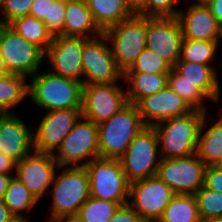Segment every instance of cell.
Masks as SVG:
<instances>
[{
  "instance_id": "obj_16",
  "label": "cell",
  "mask_w": 222,
  "mask_h": 222,
  "mask_svg": "<svg viewBox=\"0 0 222 222\" xmlns=\"http://www.w3.org/2000/svg\"><path fill=\"white\" fill-rule=\"evenodd\" d=\"M183 34L176 17H147L146 48L154 51L172 67L180 59Z\"/></svg>"
},
{
  "instance_id": "obj_18",
  "label": "cell",
  "mask_w": 222,
  "mask_h": 222,
  "mask_svg": "<svg viewBox=\"0 0 222 222\" xmlns=\"http://www.w3.org/2000/svg\"><path fill=\"white\" fill-rule=\"evenodd\" d=\"M136 106L143 123L150 127L193 111L188 103L167 85L162 90L141 98Z\"/></svg>"
},
{
  "instance_id": "obj_51",
  "label": "cell",
  "mask_w": 222,
  "mask_h": 222,
  "mask_svg": "<svg viewBox=\"0 0 222 222\" xmlns=\"http://www.w3.org/2000/svg\"><path fill=\"white\" fill-rule=\"evenodd\" d=\"M60 1H64V2H75V1H78V0H60Z\"/></svg>"
},
{
  "instance_id": "obj_9",
  "label": "cell",
  "mask_w": 222,
  "mask_h": 222,
  "mask_svg": "<svg viewBox=\"0 0 222 222\" xmlns=\"http://www.w3.org/2000/svg\"><path fill=\"white\" fill-rule=\"evenodd\" d=\"M90 180V196L116 203H128L129 182L120 159L97 158L85 166Z\"/></svg>"
},
{
  "instance_id": "obj_30",
  "label": "cell",
  "mask_w": 222,
  "mask_h": 222,
  "mask_svg": "<svg viewBox=\"0 0 222 222\" xmlns=\"http://www.w3.org/2000/svg\"><path fill=\"white\" fill-rule=\"evenodd\" d=\"M167 86L181 96L193 110L208 112V107L204 102L208 98L193 83L185 80V77L174 68L168 73Z\"/></svg>"
},
{
  "instance_id": "obj_27",
  "label": "cell",
  "mask_w": 222,
  "mask_h": 222,
  "mask_svg": "<svg viewBox=\"0 0 222 222\" xmlns=\"http://www.w3.org/2000/svg\"><path fill=\"white\" fill-rule=\"evenodd\" d=\"M27 77L8 74L0 77V113H14L13 109L28 97Z\"/></svg>"
},
{
  "instance_id": "obj_38",
  "label": "cell",
  "mask_w": 222,
  "mask_h": 222,
  "mask_svg": "<svg viewBox=\"0 0 222 222\" xmlns=\"http://www.w3.org/2000/svg\"><path fill=\"white\" fill-rule=\"evenodd\" d=\"M204 186L210 190L222 193V165L206 167Z\"/></svg>"
},
{
  "instance_id": "obj_3",
  "label": "cell",
  "mask_w": 222,
  "mask_h": 222,
  "mask_svg": "<svg viewBox=\"0 0 222 222\" xmlns=\"http://www.w3.org/2000/svg\"><path fill=\"white\" fill-rule=\"evenodd\" d=\"M205 112H192L162 122L154 129L159 142L160 158H179L197 153L200 128Z\"/></svg>"
},
{
  "instance_id": "obj_22",
  "label": "cell",
  "mask_w": 222,
  "mask_h": 222,
  "mask_svg": "<svg viewBox=\"0 0 222 222\" xmlns=\"http://www.w3.org/2000/svg\"><path fill=\"white\" fill-rule=\"evenodd\" d=\"M103 32L95 24L85 0L66 3L63 36L95 38Z\"/></svg>"
},
{
  "instance_id": "obj_13",
  "label": "cell",
  "mask_w": 222,
  "mask_h": 222,
  "mask_svg": "<svg viewBox=\"0 0 222 222\" xmlns=\"http://www.w3.org/2000/svg\"><path fill=\"white\" fill-rule=\"evenodd\" d=\"M115 83L84 84L82 88V117L99 124L116 114L128 99L126 88Z\"/></svg>"
},
{
  "instance_id": "obj_34",
  "label": "cell",
  "mask_w": 222,
  "mask_h": 222,
  "mask_svg": "<svg viewBox=\"0 0 222 222\" xmlns=\"http://www.w3.org/2000/svg\"><path fill=\"white\" fill-rule=\"evenodd\" d=\"M172 66L157 53L145 48L124 73H169Z\"/></svg>"
},
{
  "instance_id": "obj_48",
  "label": "cell",
  "mask_w": 222,
  "mask_h": 222,
  "mask_svg": "<svg viewBox=\"0 0 222 222\" xmlns=\"http://www.w3.org/2000/svg\"><path fill=\"white\" fill-rule=\"evenodd\" d=\"M222 42V23L219 24V28H218V38H217V42L218 45L220 46L219 42Z\"/></svg>"
},
{
  "instance_id": "obj_2",
  "label": "cell",
  "mask_w": 222,
  "mask_h": 222,
  "mask_svg": "<svg viewBox=\"0 0 222 222\" xmlns=\"http://www.w3.org/2000/svg\"><path fill=\"white\" fill-rule=\"evenodd\" d=\"M61 173L54 174L49 196L52 203L49 207V220L65 215L78 214L80 207L90 197V180L85 167L62 166Z\"/></svg>"
},
{
  "instance_id": "obj_25",
  "label": "cell",
  "mask_w": 222,
  "mask_h": 222,
  "mask_svg": "<svg viewBox=\"0 0 222 222\" xmlns=\"http://www.w3.org/2000/svg\"><path fill=\"white\" fill-rule=\"evenodd\" d=\"M98 28L104 32L133 15L124 0H85Z\"/></svg>"
},
{
  "instance_id": "obj_49",
  "label": "cell",
  "mask_w": 222,
  "mask_h": 222,
  "mask_svg": "<svg viewBox=\"0 0 222 222\" xmlns=\"http://www.w3.org/2000/svg\"><path fill=\"white\" fill-rule=\"evenodd\" d=\"M200 222H222V218L204 219L200 220Z\"/></svg>"
},
{
  "instance_id": "obj_10",
  "label": "cell",
  "mask_w": 222,
  "mask_h": 222,
  "mask_svg": "<svg viewBox=\"0 0 222 222\" xmlns=\"http://www.w3.org/2000/svg\"><path fill=\"white\" fill-rule=\"evenodd\" d=\"M109 45V41L103 33L84 43L83 85L123 81L124 73L118 67Z\"/></svg>"
},
{
  "instance_id": "obj_47",
  "label": "cell",
  "mask_w": 222,
  "mask_h": 222,
  "mask_svg": "<svg viewBox=\"0 0 222 222\" xmlns=\"http://www.w3.org/2000/svg\"><path fill=\"white\" fill-rule=\"evenodd\" d=\"M10 74L5 66L4 60L2 58V55L0 54V77H4L6 75Z\"/></svg>"
},
{
  "instance_id": "obj_14",
  "label": "cell",
  "mask_w": 222,
  "mask_h": 222,
  "mask_svg": "<svg viewBox=\"0 0 222 222\" xmlns=\"http://www.w3.org/2000/svg\"><path fill=\"white\" fill-rule=\"evenodd\" d=\"M81 116V108L46 111L33 128L34 151L54 154Z\"/></svg>"
},
{
  "instance_id": "obj_46",
  "label": "cell",
  "mask_w": 222,
  "mask_h": 222,
  "mask_svg": "<svg viewBox=\"0 0 222 222\" xmlns=\"http://www.w3.org/2000/svg\"><path fill=\"white\" fill-rule=\"evenodd\" d=\"M48 222H84V220L79 214H71L50 220Z\"/></svg>"
},
{
  "instance_id": "obj_43",
  "label": "cell",
  "mask_w": 222,
  "mask_h": 222,
  "mask_svg": "<svg viewBox=\"0 0 222 222\" xmlns=\"http://www.w3.org/2000/svg\"><path fill=\"white\" fill-rule=\"evenodd\" d=\"M218 24L222 23V0H210L206 3Z\"/></svg>"
},
{
  "instance_id": "obj_24",
  "label": "cell",
  "mask_w": 222,
  "mask_h": 222,
  "mask_svg": "<svg viewBox=\"0 0 222 222\" xmlns=\"http://www.w3.org/2000/svg\"><path fill=\"white\" fill-rule=\"evenodd\" d=\"M168 73H124L129 103L136 104L141 98L162 90L167 85Z\"/></svg>"
},
{
  "instance_id": "obj_6",
  "label": "cell",
  "mask_w": 222,
  "mask_h": 222,
  "mask_svg": "<svg viewBox=\"0 0 222 222\" xmlns=\"http://www.w3.org/2000/svg\"><path fill=\"white\" fill-rule=\"evenodd\" d=\"M0 54L10 74L30 78L41 70L45 52L28 42L9 24H0Z\"/></svg>"
},
{
  "instance_id": "obj_21",
  "label": "cell",
  "mask_w": 222,
  "mask_h": 222,
  "mask_svg": "<svg viewBox=\"0 0 222 222\" xmlns=\"http://www.w3.org/2000/svg\"><path fill=\"white\" fill-rule=\"evenodd\" d=\"M214 65H202L188 61H177L174 69L185 80L193 83L209 100L214 102L220 101V82L218 72Z\"/></svg>"
},
{
  "instance_id": "obj_39",
  "label": "cell",
  "mask_w": 222,
  "mask_h": 222,
  "mask_svg": "<svg viewBox=\"0 0 222 222\" xmlns=\"http://www.w3.org/2000/svg\"><path fill=\"white\" fill-rule=\"evenodd\" d=\"M109 222H145L142 217L129 205L125 204L118 208Z\"/></svg>"
},
{
  "instance_id": "obj_1",
  "label": "cell",
  "mask_w": 222,
  "mask_h": 222,
  "mask_svg": "<svg viewBox=\"0 0 222 222\" xmlns=\"http://www.w3.org/2000/svg\"><path fill=\"white\" fill-rule=\"evenodd\" d=\"M30 78L28 97L36 107L45 111L82 108V83L55 75L47 69Z\"/></svg>"
},
{
  "instance_id": "obj_41",
  "label": "cell",
  "mask_w": 222,
  "mask_h": 222,
  "mask_svg": "<svg viewBox=\"0 0 222 222\" xmlns=\"http://www.w3.org/2000/svg\"><path fill=\"white\" fill-rule=\"evenodd\" d=\"M132 15L140 16L147 8L148 0H124Z\"/></svg>"
},
{
  "instance_id": "obj_32",
  "label": "cell",
  "mask_w": 222,
  "mask_h": 222,
  "mask_svg": "<svg viewBox=\"0 0 222 222\" xmlns=\"http://www.w3.org/2000/svg\"><path fill=\"white\" fill-rule=\"evenodd\" d=\"M125 204L128 203H116L90 196L80 207L78 214L84 222H109L118 208Z\"/></svg>"
},
{
  "instance_id": "obj_23",
  "label": "cell",
  "mask_w": 222,
  "mask_h": 222,
  "mask_svg": "<svg viewBox=\"0 0 222 222\" xmlns=\"http://www.w3.org/2000/svg\"><path fill=\"white\" fill-rule=\"evenodd\" d=\"M207 116L205 113L201 124L197 155L206 166L222 165V112L213 124Z\"/></svg>"
},
{
  "instance_id": "obj_33",
  "label": "cell",
  "mask_w": 222,
  "mask_h": 222,
  "mask_svg": "<svg viewBox=\"0 0 222 222\" xmlns=\"http://www.w3.org/2000/svg\"><path fill=\"white\" fill-rule=\"evenodd\" d=\"M194 196L201 220L222 218V193L210 190L203 185Z\"/></svg>"
},
{
  "instance_id": "obj_7",
  "label": "cell",
  "mask_w": 222,
  "mask_h": 222,
  "mask_svg": "<svg viewBox=\"0 0 222 222\" xmlns=\"http://www.w3.org/2000/svg\"><path fill=\"white\" fill-rule=\"evenodd\" d=\"M53 157L58 167H85L93 159L99 158L97 124L81 116Z\"/></svg>"
},
{
  "instance_id": "obj_11",
  "label": "cell",
  "mask_w": 222,
  "mask_h": 222,
  "mask_svg": "<svg viewBox=\"0 0 222 222\" xmlns=\"http://www.w3.org/2000/svg\"><path fill=\"white\" fill-rule=\"evenodd\" d=\"M206 167L197 153L179 158H161L156 175L175 194L194 195L204 185Z\"/></svg>"
},
{
  "instance_id": "obj_28",
  "label": "cell",
  "mask_w": 222,
  "mask_h": 222,
  "mask_svg": "<svg viewBox=\"0 0 222 222\" xmlns=\"http://www.w3.org/2000/svg\"><path fill=\"white\" fill-rule=\"evenodd\" d=\"M9 25L25 40L36 44L44 52L53 42L54 35L45 23L30 15L16 18Z\"/></svg>"
},
{
  "instance_id": "obj_17",
  "label": "cell",
  "mask_w": 222,
  "mask_h": 222,
  "mask_svg": "<svg viewBox=\"0 0 222 222\" xmlns=\"http://www.w3.org/2000/svg\"><path fill=\"white\" fill-rule=\"evenodd\" d=\"M58 164L53 154L32 151L16 163L15 176L40 201L49 193Z\"/></svg>"
},
{
  "instance_id": "obj_26",
  "label": "cell",
  "mask_w": 222,
  "mask_h": 222,
  "mask_svg": "<svg viewBox=\"0 0 222 222\" xmlns=\"http://www.w3.org/2000/svg\"><path fill=\"white\" fill-rule=\"evenodd\" d=\"M3 201L19 222H32L25 214L31 213L39 202L16 176L9 180Z\"/></svg>"
},
{
  "instance_id": "obj_8",
  "label": "cell",
  "mask_w": 222,
  "mask_h": 222,
  "mask_svg": "<svg viewBox=\"0 0 222 222\" xmlns=\"http://www.w3.org/2000/svg\"><path fill=\"white\" fill-rule=\"evenodd\" d=\"M154 127L143 128L119 158L129 183L156 175L161 158Z\"/></svg>"
},
{
  "instance_id": "obj_45",
  "label": "cell",
  "mask_w": 222,
  "mask_h": 222,
  "mask_svg": "<svg viewBox=\"0 0 222 222\" xmlns=\"http://www.w3.org/2000/svg\"><path fill=\"white\" fill-rule=\"evenodd\" d=\"M12 176L15 175L0 174V200L4 199L9 180Z\"/></svg>"
},
{
  "instance_id": "obj_35",
  "label": "cell",
  "mask_w": 222,
  "mask_h": 222,
  "mask_svg": "<svg viewBox=\"0 0 222 222\" xmlns=\"http://www.w3.org/2000/svg\"><path fill=\"white\" fill-rule=\"evenodd\" d=\"M33 1L0 0V24H10L16 18L29 15Z\"/></svg>"
},
{
  "instance_id": "obj_5",
  "label": "cell",
  "mask_w": 222,
  "mask_h": 222,
  "mask_svg": "<svg viewBox=\"0 0 222 222\" xmlns=\"http://www.w3.org/2000/svg\"><path fill=\"white\" fill-rule=\"evenodd\" d=\"M112 54L123 73L136 61L146 48L147 17L133 15L106 29Z\"/></svg>"
},
{
  "instance_id": "obj_31",
  "label": "cell",
  "mask_w": 222,
  "mask_h": 222,
  "mask_svg": "<svg viewBox=\"0 0 222 222\" xmlns=\"http://www.w3.org/2000/svg\"><path fill=\"white\" fill-rule=\"evenodd\" d=\"M218 48L217 41L183 39L180 59L178 61L213 65L217 57L216 53L219 51Z\"/></svg>"
},
{
  "instance_id": "obj_40",
  "label": "cell",
  "mask_w": 222,
  "mask_h": 222,
  "mask_svg": "<svg viewBox=\"0 0 222 222\" xmlns=\"http://www.w3.org/2000/svg\"><path fill=\"white\" fill-rule=\"evenodd\" d=\"M55 0H34L29 15L40 20L49 19L50 2Z\"/></svg>"
},
{
  "instance_id": "obj_15",
  "label": "cell",
  "mask_w": 222,
  "mask_h": 222,
  "mask_svg": "<svg viewBox=\"0 0 222 222\" xmlns=\"http://www.w3.org/2000/svg\"><path fill=\"white\" fill-rule=\"evenodd\" d=\"M87 40L85 37L54 35L44 58L50 64L49 71L83 84L82 53Z\"/></svg>"
},
{
  "instance_id": "obj_12",
  "label": "cell",
  "mask_w": 222,
  "mask_h": 222,
  "mask_svg": "<svg viewBox=\"0 0 222 222\" xmlns=\"http://www.w3.org/2000/svg\"><path fill=\"white\" fill-rule=\"evenodd\" d=\"M175 192L157 175L129 184L128 204L145 222L158 221Z\"/></svg>"
},
{
  "instance_id": "obj_4",
  "label": "cell",
  "mask_w": 222,
  "mask_h": 222,
  "mask_svg": "<svg viewBox=\"0 0 222 222\" xmlns=\"http://www.w3.org/2000/svg\"><path fill=\"white\" fill-rule=\"evenodd\" d=\"M97 126L100 158L111 159H119L134 137L146 127L133 103H128Z\"/></svg>"
},
{
  "instance_id": "obj_19",
  "label": "cell",
  "mask_w": 222,
  "mask_h": 222,
  "mask_svg": "<svg viewBox=\"0 0 222 222\" xmlns=\"http://www.w3.org/2000/svg\"><path fill=\"white\" fill-rule=\"evenodd\" d=\"M33 129L15 112L0 115V152L16 163L33 151Z\"/></svg>"
},
{
  "instance_id": "obj_29",
  "label": "cell",
  "mask_w": 222,
  "mask_h": 222,
  "mask_svg": "<svg viewBox=\"0 0 222 222\" xmlns=\"http://www.w3.org/2000/svg\"><path fill=\"white\" fill-rule=\"evenodd\" d=\"M194 195L176 194L164 209L160 222H200Z\"/></svg>"
},
{
  "instance_id": "obj_42",
  "label": "cell",
  "mask_w": 222,
  "mask_h": 222,
  "mask_svg": "<svg viewBox=\"0 0 222 222\" xmlns=\"http://www.w3.org/2000/svg\"><path fill=\"white\" fill-rule=\"evenodd\" d=\"M16 162L0 152V174L15 175Z\"/></svg>"
},
{
  "instance_id": "obj_44",
  "label": "cell",
  "mask_w": 222,
  "mask_h": 222,
  "mask_svg": "<svg viewBox=\"0 0 222 222\" xmlns=\"http://www.w3.org/2000/svg\"><path fill=\"white\" fill-rule=\"evenodd\" d=\"M0 222H19L3 200H0Z\"/></svg>"
},
{
  "instance_id": "obj_20",
  "label": "cell",
  "mask_w": 222,
  "mask_h": 222,
  "mask_svg": "<svg viewBox=\"0 0 222 222\" xmlns=\"http://www.w3.org/2000/svg\"><path fill=\"white\" fill-rule=\"evenodd\" d=\"M179 10L183 39L217 41L219 24L206 4L191 3Z\"/></svg>"
},
{
  "instance_id": "obj_50",
  "label": "cell",
  "mask_w": 222,
  "mask_h": 222,
  "mask_svg": "<svg viewBox=\"0 0 222 222\" xmlns=\"http://www.w3.org/2000/svg\"><path fill=\"white\" fill-rule=\"evenodd\" d=\"M210 0H195L193 3H196V4H206L208 3Z\"/></svg>"
},
{
  "instance_id": "obj_37",
  "label": "cell",
  "mask_w": 222,
  "mask_h": 222,
  "mask_svg": "<svg viewBox=\"0 0 222 222\" xmlns=\"http://www.w3.org/2000/svg\"><path fill=\"white\" fill-rule=\"evenodd\" d=\"M66 3L60 0L50 2L49 19H44L43 22L53 35H63Z\"/></svg>"
},
{
  "instance_id": "obj_36",
  "label": "cell",
  "mask_w": 222,
  "mask_h": 222,
  "mask_svg": "<svg viewBox=\"0 0 222 222\" xmlns=\"http://www.w3.org/2000/svg\"><path fill=\"white\" fill-rule=\"evenodd\" d=\"M180 0H148L146 10L140 15L144 17H176L180 9L176 4Z\"/></svg>"
}]
</instances>
